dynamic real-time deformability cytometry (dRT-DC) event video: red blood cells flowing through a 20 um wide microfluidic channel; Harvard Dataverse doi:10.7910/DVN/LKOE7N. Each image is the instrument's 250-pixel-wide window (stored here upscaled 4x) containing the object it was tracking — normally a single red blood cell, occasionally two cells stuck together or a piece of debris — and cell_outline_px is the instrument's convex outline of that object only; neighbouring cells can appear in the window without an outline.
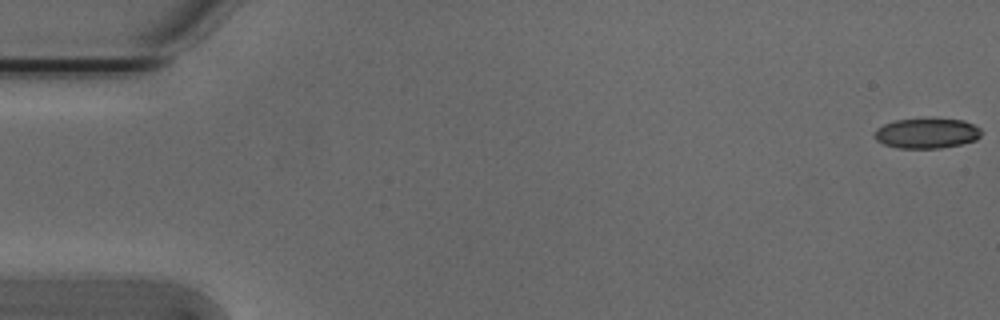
{"species": "Egyptian fruit bat (a non-hibernating species)", "species_latin": "Rousettus aegyptiacus", "temperature_condition": "cold", "stored_images_in_passage": 13, "camera_frame_rate_fps": 3000, "um_per_image_px": 0.085, "animal": {"sex": "male"}, "frame": {"image": 1, "passage_image": 1, "time_ms": 0.0, "image_size_px": [1000, 320], "cell_outline_px": [[980, 136], [976, 140], [960, 144], [940, 148], [900, 148], [884, 144], [876, 140], [872, 136], [876, 128], [884, 124], [896, 120], [964, 120], [980, 128]], "centroid_in_image_um": [78.73, 11.35], "position_along_channel_um": 6.3, "area_um2": 18.38}}